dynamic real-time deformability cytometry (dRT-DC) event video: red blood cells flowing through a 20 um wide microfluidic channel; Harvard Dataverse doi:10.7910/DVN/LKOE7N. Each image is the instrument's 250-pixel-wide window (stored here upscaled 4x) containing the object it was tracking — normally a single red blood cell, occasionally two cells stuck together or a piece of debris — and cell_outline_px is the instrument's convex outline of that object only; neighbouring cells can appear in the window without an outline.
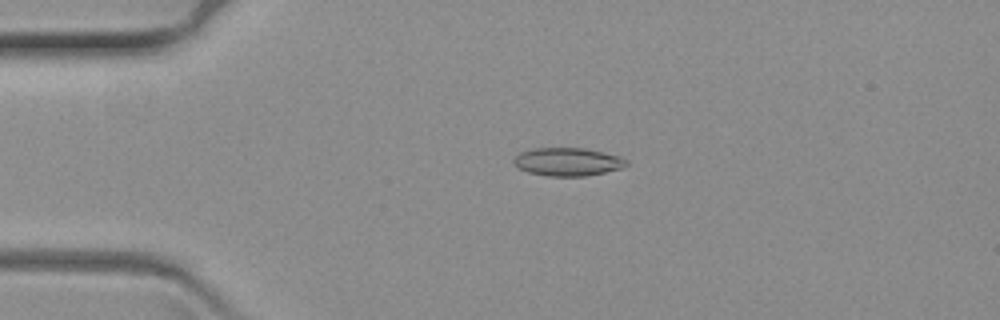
{"species": "common noctule bat (a hibernating species)", "species_latin": "Nyctalus noctula", "temperature_condition": "warm", "stored_images_in_passage": 64, "camera_frame_rate_fps": 3000, "um_per_image_px": 0.085, "animal": {"sex": "female", "body_mass_g": 19.3, "forearm_length_mm": 54.1}, "frame": {"image": 1, "passage_image": 15, "time_ms": 4.667, "image_size_px": [1000, 320], "cell_outline_px": [[628, 164], [624, 168], [584, 176], [548, 176], [528, 172], [520, 168], [512, 160], [520, 152], [536, 148], [584, 148], [620, 156], [628, 160]], "centroid_in_image_um": [48.29, 13.75], "position_along_channel_um": 36.7, "area_um2": 18.38}}
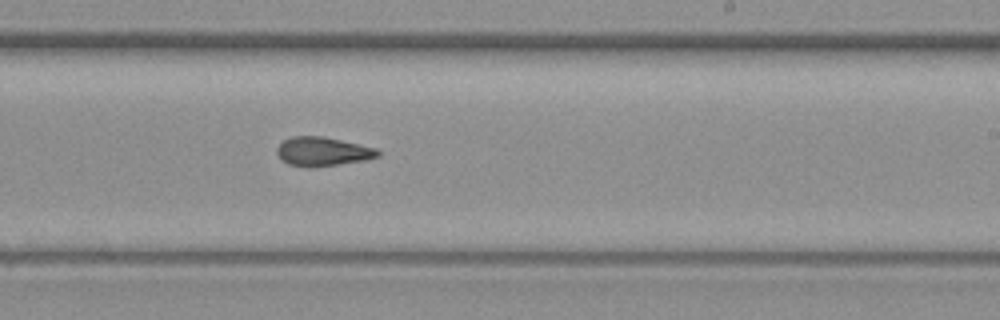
{"frame": {"image": 2, "passage_image": 39, "time_ms": 12.667, "image_size_px": [1000, 320], "cell_outline_px": [[380, 156], [364, 160], [336, 164], [288, 164], [280, 160], [276, 152], [276, 148], [284, 140], [292, 136], [324, 136], [376, 148], [380, 152]], "centroid_in_image_um": [27.43, 12.83], "position_along_channel_um": 261.6, "area_um2": 16.36}}
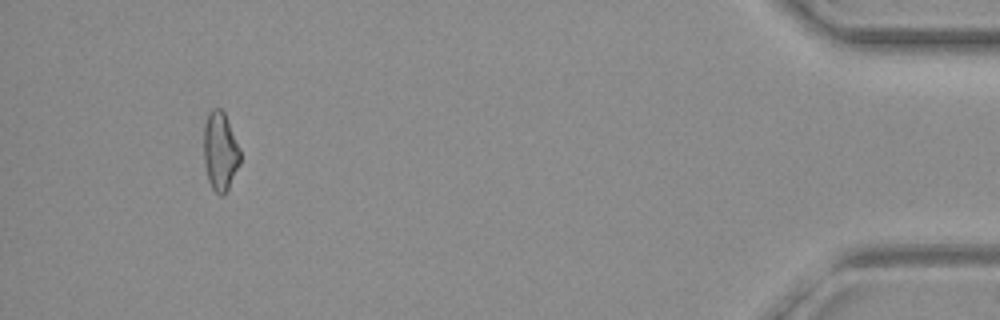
{"frame": {"image": 3, "passage_image": 60, "time_ms": 19.667, "image_size_px": [1000, 320], "cell_outline_px": [[240, 164], [224, 196], [220, 196], [212, 188], [208, 180], [204, 164], [204, 124], [208, 112], [212, 108], [220, 108], [224, 112], [240, 148]], "centroid_in_image_um": [18.71, 12.86], "position_along_channel_um": 416.5, "area_um2": 16.82}}